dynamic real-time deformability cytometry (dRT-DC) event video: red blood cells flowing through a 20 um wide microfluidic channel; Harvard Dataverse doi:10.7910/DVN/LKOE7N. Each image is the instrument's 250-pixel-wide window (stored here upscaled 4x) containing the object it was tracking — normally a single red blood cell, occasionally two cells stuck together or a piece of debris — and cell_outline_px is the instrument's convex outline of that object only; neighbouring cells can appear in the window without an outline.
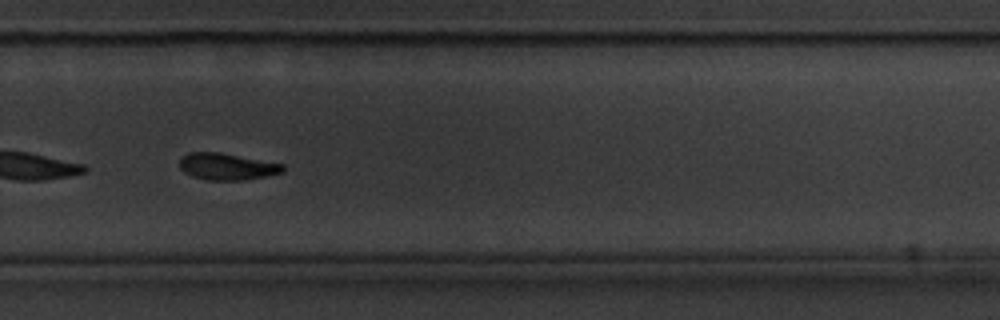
{"species": "common noctule bat (a hibernating species)", "species_latin": "Nyctalus noctula", "temperature_condition": "cold", "stored_images_in_passage": 56, "segment_of_instrument_passage": [2, 2], "camera_frame_rate_fps": 3000, "um_per_image_px": 0.085, "animal": {"sex": "male", "body_mass_g": 20.1, "forearm_length_mm": 53.5}, "frame": {"image": 1, "passage_image": 38, "time_ms": 12.333, "image_size_px": [1000, 320], "cell_outline_px": [[284, 172], [264, 176], [240, 180], [208, 180], [192, 176], [184, 172], [180, 168], [180, 156], [188, 152], [220, 152], [284, 164]], "centroid_in_image_um": [19.26, 14.14], "position_along_channel_um": 310.5, "area_um2": 16.07}}
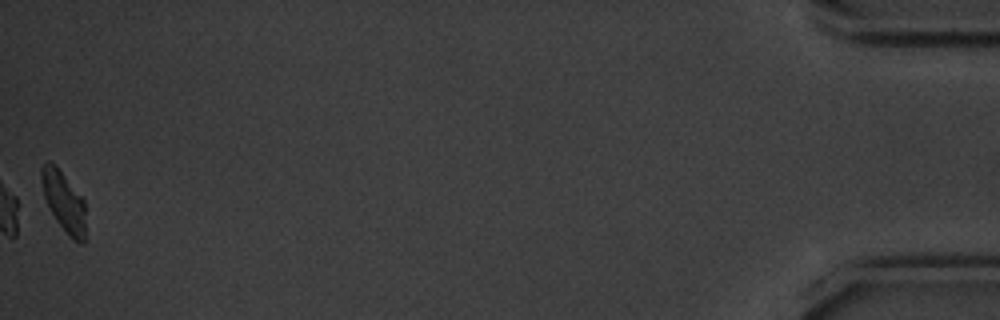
{"frame": {"image": 2, "passage_image": 56, "time_ms": 18.333, "image_size_px": [1000, 320], "cell_outline_px": [[84, 244], [80, 244], [72, 240], [68, 236], [56, 220], [44, 196], [40, 180], [40, 168], [48, 160], [60, 172], [84, 200]], "centroid_in_image_um": [5.4, 17.18], "position_along_channel_um": 429.8, "area_um2": 15.03}}